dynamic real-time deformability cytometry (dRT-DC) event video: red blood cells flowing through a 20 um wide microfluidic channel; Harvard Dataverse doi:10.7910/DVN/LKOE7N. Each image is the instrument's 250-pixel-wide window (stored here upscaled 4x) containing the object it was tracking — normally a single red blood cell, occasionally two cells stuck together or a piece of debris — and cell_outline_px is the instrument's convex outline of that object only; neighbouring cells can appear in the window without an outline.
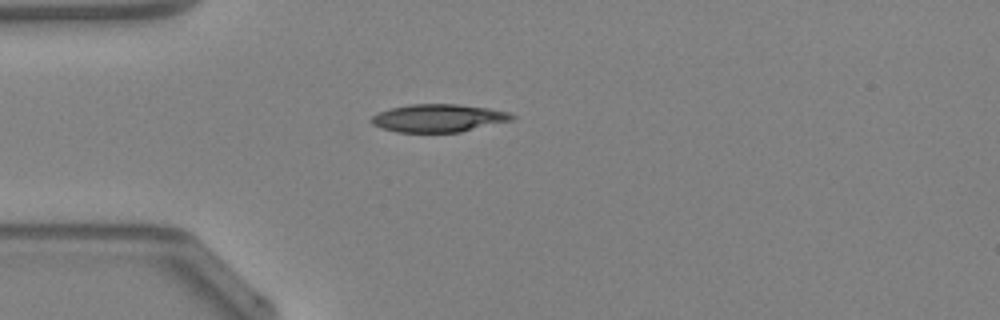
{"species": "Egyptian fruit bat (a non-hibernating species)", "species_latin": "Rousettus aegyptiacus", "temperature_condition": "warm", "stored_images_in_passage": 36, "camera_frame_rate_fps": 3000, "um_per_image_px": 0.085, "animal": {"sex": "female"}, "frame": {"image": 1, "passage_image": 1, "time_ms": 0.0, "image_size_px": [1000, 320], "cell_outline_px": [[516, 120], [460, 132], [396, 132], [380, 128], [372, 124], [368, 120], [372, 116], [380, 112], [392, 108], [412, 104], [456, 104], [488, 108], [508, 112], [516, 116]], "centroid_in_image_um": [37.29, 10.05], "position_along_channel_um": 47.7, "area_um2": 22.95}}
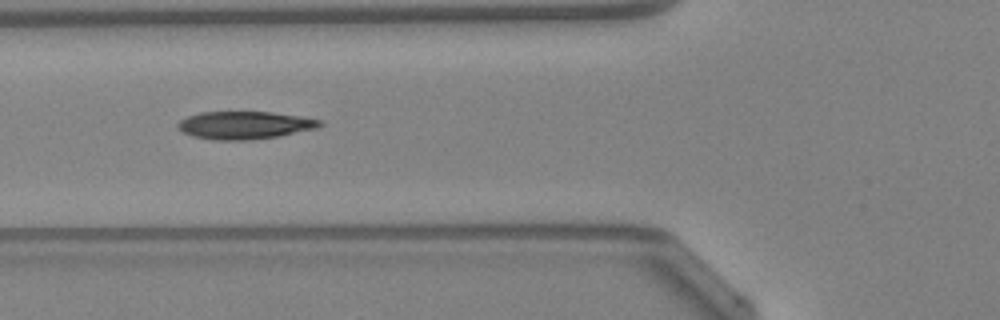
{"frame": {"image": 2, "passage_image": 6, "time_ms": 1.667, "image_size_px": [1000, 320], "cell_outline_px": [[324, 124], [316, 128], [280, 136], [252, 140], [212, 140], [192, 136], [176, 128], [176, 124], [180, 120], [188, 116], [200, 112], [272, 112], [300, 116], [320, 120]], "centroid_in_image_um": [20.77, 10.64], "position_along_channel_um": 105.0, "area_um2": 23.06}, "authors_computed_cell_mechanics": {"area_um2": 22.6865, "velocity_mm_per_s": 4.2876, "shape_relaxation_time_tau1_ms": 6.2008, "shape_relaxation_time_tau2_ms": 4.4036, "deformation_change_tau1": 0.1922, "deformation_change_tau2": 0.1146}}